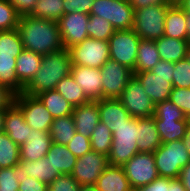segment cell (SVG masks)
Masks as SVG:
<instances>
[{"label": "cell", "instance_id": "cell-1", "mask_svg": "<svg viewBox=\"0 0 190 191\" xmlns=\"http://www.w3.org/2000/svg\"><path fill=\"white\" fill-rule=\"evenodd\" d=\"M17 30L26 50L44 56L64 49L56 21L26 15L19 18Z\"/></svg>", "mask_w": 190, "mask_h": 191}, {"label": "cell", "instance_id": "cell-2", "mask_svg": "<svg viewBox=\"0 0 190 191\" xmlns=\"http://www.w3.org/2000/svg\"><path fill=\"white\" fill-rule=\"evenodd\" d=\"M71 57L68 49L44 55L41 66L35 76L23 88L27 95L37 96L38 94L54 90L57 84L71 73Z\"/></svg>", "mask_w": 190, "mask_h": 191}, {"label": "cell", "instance_id": "cell-3", "mask_svg": "<svg viewBox=\"0 0 190 191\" xmlns=\"http://www.w3.org/2000/svg\"><path fill=\"white\" fill-rule=\"evenodd\" d=\"M153 154L160 177L179 178L181 169L190 162V154L183 140L162 143Z\"/></svg>", "mask_w": 190, "mask_h": 191}, {"label": "cell", "instance_id": "cell-4", "mask_svg": "<svg viewBox=\"0 0 190 191\" xmlns=\"http://www.w3.org/2000/svg\"><path fill=\"white\" fill-rule=\"evenodd\" d=\"M112 147L108 155L110 165L123 166L135 154L139 153L137 145V118L132 117L112 133Z\"/></svg>", "mask_w": 190, "mask_h": 191}, {"label": "cell", "instance_id": "cell-5", "mask_svg": "<svg viewBox=\"0 0 190 191\" xmlns=\"http://www.w3.org/2000/svg\"><path fill=\"white\" fill-rule=\"evenodd\" d=\"M171 5H150L134 10V32L141 38L157 40L164 36L165 18Z\"/></svg>", "mask_w": 190, "mask_h": 191}, {"label": "cell", "instance_id": "cell-6", "mask_svg": "<svg viewBox=\"0 0 190 191\" xmlns=\"http://www.w3.org/2000/svg\"><path fill=\"white\" fill-rule=\"evenodd\" d=\"M104 18L115 30H130L134 27V9L125 0H95L91 13Z\"/></svg>", "mask_w": 190, "mask_h": 191}, {"label": "cell", "instance_id": "cell-7", "mask_svg": "<svg viewBox=\"0 0 190 191\" xmlns=\"http://www.w3.org/2000/svg\"><path fill=\"white\" fill-rule=\"evenodd\" d=\"M72 65L101 68L110 59L108 41L86 38L69 49Z\"/></svg>", "mask_w": 190, "mask_h": 191}, {"label": "cell", "instance_id": "cell-8", "mask_svg": "<svg viewBox=\"0 0 190 191\" xmlns=\"http://www.w3.org/2000/svg\"><path fill=\"white\" fill-rule=\"evenodd\" d=\"M140 40L133 29L116 30L108 41L110 59L134 72Z\"/></svg>", "mask_w": 190, "mask_h": 191}, {"label": "cell", "instance_id": "cell-9", "mask_svg": "<svg viewBox=\"0 0 190 191\" xmlns=\"http://www.w3.org/2000/svg\"><path fill=\"white\" fill-rule=\"evenodd\" d=\"M131 117L143 118L154 115L155 104L146 94L144 87L138 79L133 76L117 98Z\"/></svg>", "mask_w": 190, "mask_h": 191}, {"label": "cell", "instance_id": "cell-10", "mask_svg": "<svg viewBox=\"0 0 190 191\" xmlns=\"http://www.w3.org/2000/svg\"><path fill=\"white\" fill-rule=\"evenodd\" d=\"M13 103L22 111L25 122L35 131L49 132L53 117L37 96L21 93Z\"/></svg>", "mask_w": 190, "mask_h": 191}, {"label": "cell", "instance_id": "cell-11", "mask_svg": "<svg viewBox=\"0 0 190 191\" xmlns=\"http://www.w3.org/2000/svg\"><path fill=\"white\" fill-rule=\"evenodd\" d=\"M122 167L134 189L146 186L159 177L153 153L139 152Z\"/></svg>", "mask_w": 190, "mask_h": 191}, {"label": "cell", "instance_id": "cell-12", "mask_svg": "<svg viewBox=\"0 0 190 191\" xmlns=\"http://www.w3.org/2000/svg\"><path fill=\"white\" fill-rule=\"evenodd\" d=\"M102 75V99H117L134 76L133 71L117 61L109 59L100 68Z\"/></svg>", "mask_w": 190, "mask_h": 191}, {"label": "cell", "instance_id": "cell-13", "mask_svg": "<svg viewBox=\"0 0 190 191\" xmlns=\"http://www.w3.org/2000/svg\"><path fill=\"white\" fill-rule=\"evenodd\" d=\"M109 165L108 156L91 150L76 159L71 176L81 185H95L99 176Z\"/></svg>", "mask_w": 190, "mask_h": 191}, {"label": "cell", "instance_id": "cell-14", "mask_svg": "<svg viewBox=\"0 0 190 191\" xmlns=\"http://www.w3.org/2000/svg\"><path fill=\"white\" fill-rule=\"evenodd\" d=\"M89 16V14L74 12L63 15L57 21L63 48L69 49L88 38L86 28Z\"/></svg>", "mask_w": 190, "mask_h": 191}, {"label": "cell", "instance_id": "cell-15", "mask_svg": "<svg viewBox=\"0 0 190 191\" xmlns=\"http://www.w3.org/2000/svg\"><path fill=\"white\" fill-rule=\"evenodd\" d=\"M71 76L80 85L90 101L102 99V75L100 68L72 65Z\"/></svg>", "mask_w": 190, "mask_h": 191}, {"label": "cell", "instance_id": "cell-16", "mask_svg": "<svg viewBox=\"0 0 190 191\" xmlns=\"http://www.w3.org/2000/svg\"><path fill=\"white\" fill-rule=\"evenodd\" d=\"M133 74L144 87L146 94L155 105L169 100L170 93L173 89V78L157 76L151 71Z\"/></svg>", "mask_w": 190, "mask_h": 191}, {"label": "cell", "instance_id": "cell-17", "mask_svg": "<svg viewBox=\"0 0 190 191\" xmlns=\"http://www.w3.org/2000/svg\"><path fill=\"white\" fill-rule=\"evenodd\" d=\"M52 143L49 132L31 129L26 142L19 146L20 160L36 161L46 157Z\"/></svg>", "mask_w": 190, "mask_h": 191}, {"label": "cell", "instance_id": "cell-18", "mask_svg": "<svg viewBox=\"0 0 190 191\" xmlns=\"http://www.w3.org/2000/svg\"><path fill=\"white\" fill-rule=\"evenodd\" d=\"M31 127L25 122L22 111L12 102L4 114V132L21 146L30 135Z\"/></svg>", "mask_w": 190, "mask_h": 191}, {"label": "cell", "instance_id": "cell-19", "mask_svg": "<svg viewBox=\"0 0 190 191\" xmlns=\"http://www.w3.org/2000/svg\"><path fill=\"white\" fill-rule=\"evenodd\" d=\"M98 107L100 122L105 124L112 133L132 118L118 99L98 100Z\"/></svg>", "mask_w": 190, "mask_h": 191}, {"label": "cell", "instance_id": "cell-20", "mask_svg": "<svg viewBox=\"0 0 190 191\" xmlns=\"http://www.w3.org/2000/svg\"><path fill=\"white\" fill-rule=\"evenodd\" d=\"M76 132L90 138L96 125L100 122L98 101L74 107L72 113Z\"/></svg>", "mask_w": 190, "mask_h": 191}, {"label": "cell", "instance_id": "cell-21", "mask_svg": "<svg viewBox=\"0 0 190 191\" xmlns=\"http://www.w3.org/2000/svg\"><path fill=\"white\" fill-rule=\"evenodd\" d=\"M139 152L153 153L162 143L155 125V116L137 118Z\"/></svg>", "mask_w": 190, "mask_h": 191}, {"label": "cell", "instance_id": "cell-22", "mask_svg": "<svg viewBox=\"0 0 190 191\" xmlns=\"http://www.w3.org/2000/svg\"><path fill=\"white\" fill-rule=\"evenodd\" d=\"M97 191H130L133 189L121 166L108 165L97 179Z\"/></svg>", "mask_w": 190, "mask_h": 191}, {"label": "cell", "instance_id": "cell-23", "mask_svg": "<svg viewBox=\"0 0 190 191\" xmlns=\"http://www.w3.org/2000/svg\"><path fill=\"white\" fill-rule=\"evenodd\" d=\"M21 53H0V85L14 96L23 92V86L16 76V58Z\"/></svg>", "mask_w": 190, "mask_h": 191}, {"label": "cell", "instance_id": "cell-24", "mask_svg": "<svg viewBox=\"0 0 190 191\" xmlns=\"http://www.w3.org/2000/svg\"><path fill=\"white\" fill-rule=\"evenodd\" d=\"M41 55L24 49L16 58V76L18 82L25 87L35 76L41 66Z\"/></svg>", "mask_w": 190, "mask_h": 191}, {"label": "cell", "instance_id": "cell-25", "mask_svg": "<svg viewBox=\"0 0 190 191\" xmlns=\"http://www.w3.org/2000/svg\"><path fill=\"white\" fill-rule=\"evenodd\" d=\"M157 51L161 60L167 62H178L185 59L190 43L187 40H180L163 36L155 40Z\"/></svg>", "mask_w": 190, "mask_h": 191}, {"label": "cell", "instance_id": "cell-26", "mask_svg": "<svg viewBox=\"0 0 190 191\" xmlns=\"http://www.w3.org/2000/svg\"><path fill=\"white\" fill-rule=\"evenodd\" d=\"M187 14L173 3L166 13L164 36L174 39L186 40Z\"/></svg>", "mask_w": 190, "mask_h": 191}, {"label": "cell", "instance_id": "cell-27", "mask_svg": "<svg viewBox=\"0 0 190 191\" xmlns=\"http://www.w3.org/2000/svg\"><path fill=\"white\" fill-rule=\"evenodd\" d=\"M48 161L60 174H71L73 172L77 157L68 150L66 145L52 143L46 154Z\"/></svg>", "mask_w": 190, "mask_h": 191}, {"label": "cell", "instance_id": "cell-28", "mask_svg": "<svg viewBox=\"0 0 190 191\" xmlns=\"http://www.w3.org/2000/svg\"><path fill=\"white\" fill-rule=\"evenodd\" d=\"M19 165L25 169L29 177L35 178L47 185L61 175L57 169H54L47 157L36 161L20 160Z\"/></svg>", "mask_w": 190, "mask_h": 191}, {"label": "cell", "instance_id": "cell-29", "mask_svg": "<svg viewBox=\"0 0 190 191\" xmlns=\"http://www.w3.org/2000/svg\"><path fill=\"white\" fill-rule=\"evenodd\" d=\"M155 125L161 143H168L174 140H182L185 137L188 119H158L155 117Z\"/></svg>", "mask_w": 190, "mask_h": 191}, {"label": "cell", "instance_id": "cell-30", "mask_svg": "<svg viewBox=\"0 0 190 191\" xmlns=\"http://www.w3.org/2000/svg\"><path fill=\"white\" fill-rule=\"evenodd\" d=\"M160 60L155 41L141 39L138 46L136 66L133 73L151 71Z\"/></svg>", "mask_w": 190, "mask_h": 191}, {"label": "cell", "instance_id": "cell-31", "mask_svg": "<svg viewBox=\"0 0 190 191\" xmlns=\"http://www.w3.org/2000/svg\"><path fill=\"white\" fill-rule=\"evenodd\" d=\"M53 118L72 115L74 111L71 105L56 90L45 91L37 95Z\"/></svg>", "mask_w": 190, "mask_h": 191}, {"label": "cell", "instance_id": "cell-32", "mask_svg": "<svg viewBox=\"0 0 190 191\" xmlns=\"http://www.w3.org/2000/svg\"><path fill=\"white\" fill-rule=\"evenodd\" d=\"M49 133L53 143L67 145L76 133L73 116L54 118Z\"/></svg>", "mask_w": 190, "mask_h": 191}, {"label": "cell", "instance_id": "cell-33", "mask_svg": "<svg viewBox=\"0 0 190 191\" xmlns=\"http://www.w3.org/2000/svg\"><path fill=\"white\" fill-rule=\"evenodd\" d=\"M62 97H64L73 107L87 104L90 100L86 97L80 85L76 84L74 78L66 76L63 78L54 89Z\"/></svg>", "mask_w": 190, "mask_h": 191}, {"label": "cell", "instance_id": "cell-34", "mask_svg": "<svg viewBox=\"0 0 190 191\" xmlns=\"http://www.w3.org/2000/svg\"><path fill=\"white\" fill-rule=\"evenodd\" d=\"M19 146L6 134L0 133V168H11L19 164Z\"/></svg>", "mask_w": 190, "mask_h": 191}, {"label": "cell", "instance_id": "cell-35", "mask_svg": "<svg viewBox=\"0 0 190 191\" xmlns=\"http://www.w3.org/2000/svg\"><path fill=\"white\" fill-rule=\"evenodd\" d=\"M64 15L63 0H38L31 16L58 21Z\"/></svg>", "mask_w": 190, "mask_h": 191}, {"label": "cell", "instance_id": "cell-36", "mask_svg": "<svg viewBox=\"0 0 190 191\" xmlns=\"http://www.w3.org/2000/svg\"><path fill=\"white\" fill-rule=\"evenodd\" d=\"M112 139V131L105 124L99 122L90 136L91 149L108 156L112 147Z\"/></svg>", "mask_w": 190, "mask_h": 191}, {"label": "cell", "instance_id": "cell-37", "mask_svg": "<svg viewBox=\"0 0 190 191\" xmlns=\"http://www.w3.org/2000/svg\"><path fill=\"white\" fill-rule=\"evenodd\" d=\"M28 177L27 172L19 164L11 168H0V191H18L19 182Z\"/></svg>", "mask_w": 190, "mask_h": 191}, {"label": "cell", "instance_id": "cell-38", "mask_svg": "<svg viewBox=\"0 0 190 191\" xmlns=\"http://www.w3.org/2000/svg\"><path fill=\"white\" fill-rule=\"evenodd\" d=\"M86 30L89 38L104 41H109L116 31L110 22L96 15L89 16Z\"/></svg>", "mask_w": 190, "mask_h": 191}, {"label": "cell", "instance_id": "cell-39", "mask_svg": "<svg viewBox=\"0 0 190 191\" xmlns=\"http://www.w3.org/2000/svg\"><path fill=\"white\" fill-rule=\"evenodd\" d=\"M23 50L17 29L0 31V53H21Z\"/></svg>", "mask_w": 190, "mask_h": 191}, {"label": "cell", "instance_id": "cell-40", "mask_svg": "<svg viewBox=\"0 0 190 191\" xmlns=\"http://www.w3.org/2000/svg\"><path fill=\"white\" fill-rule=\"evenodd\" d=\"M19 18L8 0H0V31L17 29Z\"/></svg>", "mask_w": 190, "mask_h": 191}, {"label": "cell", "instance_id": "cell-41", "mask_svg": "<svg viewBox=\"0 0 190 191\" xmlns=\"http://www.w3.org/2000/svg\"><path fill=\"white\" fill-rule=\"evenodd\" d=\"M154 116L158 119H186L184 112L170 100L155 105Z\"/></svg>", "mask_w": 190, "mask_h": 191}, {"label": "cell", "instance_id": "cell-42", "mask_svg": "<svg viewBox=\"0 0 190 191\" xmlns=\"http://www.w3.org/2000/svg\"><path fill=\"white\" fill-rule=\"evenodd\" d=\"M173 87L190 88V64L186 59L174 63Z\"/></svg>", "mask_w": 190, "mask_h": 191}, {"label": "cell", "instance_id": "cell-43", "mask_svg": "<svg viewBox=\"0 0 190 191\" xmlns=\"http://www.w3.org/2000/svg\"><path fill=\"white\" fill-rule=\"evenodd\" d=\"M80 187L71 174H61L48 184V191H79Z\"/></svg>", "mask_w": 190, "mask_h": 191}, {"label": "cell", "instance_id": "cell-44", "mask_svg": "<svg viewBox=\"0 0 190 191\" xmlns=\"http://www.w3.org/2000/svg\"><path fill=\"white\" fill-rule=\"evenodd\" d=\"M66 146L77 158L92 150L90 138L78 132L75 133Z\"/></svg>", "mask_w": 190, "mask_h": 191}, {"label": "cell", "instance_id": "cell-45", "mask_svg": "<svg viewBox=\"0 0 190 191\" xmlns=\"http://www.w3.org/2000/svg\"><path fill=\"white\" fill-rule=\"evenodd\" d=\"M169 100L175 103L187 117L190 115V88L173 87Z\"/></svg>", "mask_w": 190, "mask_h": 191}, {"label": "cell", "instance_id": "cell-46", "mask_svg": "<svg viewBox=\"0 0 190 191\" xmlns=\"http://www.w3.org/2000/svg\"><path fill=\"white\" fill-rule=\"evenodd\" d=\"M95 0H63L64 15L70 13L90 14Z\"/></svg>", "mask_w": 190, "mask_h": 191}, {"label": "cell", "instance_id": "cell-47", "mask_svg": "<svg viewBox=\"0 0 190 191\" xmlns=\"http://www.w3.org/2000/svg\"><path fill=\"white\" fill-rule=\"evenodd\" d=\"M20 17L31 15L38 0H8Z\"/></svg>", "mask_w": 190, "mask_h": 191}, {"label": "cell", "instance_id": "cell-48", "mask_svg": "<svg viewBox=\"0 0 190 191\" xmlns=\"http://www.w3.org/2000/svg\"><path fill=\"white\" fill-rule=\"evenodd\" d=\"M135 191H170V178L159 176L150 184L136 188Z\"/></svg>", "mask_w": 190, "mask_h": 191}, {"label": "cell", "instance_id": "cell-49", "mask_svg": "<svg viewBox=\"0 0 190 191\" xmlns=\"http://www.w3.org/2000/svg\"><path fill=\"white\" fill-rule=\"evenodd\" d=\"M19 184L18 191H48L47 184L29 176Z\"/></svg>", "mask_w": 190, "mask_h": 191}, {"label": "cell", "instance_id": "cell-50", "mask_svg": "<svg viewBox=\"0 0 190 191\" xmlns=\"http://www.w3.org/2000/svg\"><path fill=\"white\" fill-rule=\"evenodd\" d=\"M174 71H175L174 63L167 62L164 60H160L155 65V67L151 69V72H153L157 76L170 77V78H173Z\"/></svg>", "mask_w": 190, "mask_h": 191}, {"label": "cell", "instance_id": "cell-51", "mask_svg": "<svg viewBox=\"0 0 190 191\" xmlns=\"http://www.w3.org/2000/svg\"><path fill=\"white\" fill-rule=\"evenodd\" d=\"M134 10L145 8L150 5H172L170 0H129Z\"/></svg>", "mask_w": 190, "mask_h": 191}, {"label": "cell", "instance_id": "cell-52", "mask_svg": "<svg viewBox=\"0 0 190 191\" xmlns=\"http://www.w3.org/2000/svg\"><path fill=\"white\" fill-rule=\"evenodd\" d=\"M14 95L0 85V109H6L13 102Z\"/></svg>", "mask_w": 190, "mask_h": 191}, {"label": "cell", "instance_id": "cell-53", "mask_svg": "<svg viewBox=\"0 0 190 191\" xmlns=\"http://www.w3.org/2000/svg\"><path fill=\"white\" fill-rule=\"evenodd\" d=\"M179 179L182 181L186 191H190V162L181 169Z\"/></svg>", "mask_w": 190, "mask_h": 191}, {"label": "cell", "instance_id": "cell-54", "mask_svg": "<svg viewBox=\"0 0 190 191\" xmlns=\"http://www.w3.org/2000/svg\"><path fill=\"white\" fill-rule=\"evenodd\" d=\"M170 191H186V189L179 178H170Z\"/></svg>", "mask_w": 190, "mask_h": 191}, {"label": "cell", "instance_id": "cell-55", "mask_svg": "<svg viewBox=\"0 0 190 191\" xmlns=\"http://www.w3.org/2000/svg\"><path fill=\"white\" fill-rule=\"evenodd\" d=\"M186 14H190V0H179L176 3Z\"/></svg>", "mask_w": 190, "mask_h": 191}, {"label": "cell", "instance_id": "cell-56", "mask_svg": "<svg viewBox=\"0 0 190 191\" xmlns=\"http://www.w3.org/2000/svg\"><path fill=\"white\" fill-rule=\"evenodd\" d=\"M183 143L186 147V149L188 150L189 154H190V126H187V130L185 132V137L182 139Z\"/></svg>", "mask_w": 190, "mask_h": 191}, {"label": "cell", "instance_id": "cell-57", "mask_svg": "<svg viewBox=\"0 0 190 191\" xmlns=\"http://www.w3.org/2000/svg\"><path fill=\"white\" fill-rule=\"evenodd\" d=\"M186 25V40L190 43V14H187Z\"/></svg>", "mask_w": 190, "mask_h": 191}, {"label": "cell", "instance_id": "cell-58", "mask_svg": "<svg viewBox=\"0 0 190 191\" xmlns=\"http://www.w3.org/2000/svg\"><path fill=\"white\" fill-rule=\"evenodd\" d=\"M4 114L5 109H0V133L4 132Z\"/></svg>", "mask_w": 190, "mask_h": 191}, {"label": "cell", "instance_id": "cell-59", "mask_svg": "<svg viewBox=\"0 0 190 191\" xmlns=\"http://www.w3.org/2000/svg\"><path fill=\"white\" fill-rule=\"evenodd\" d=\"M79 191H97V189L95 185H84L80 187Z\"/></svg>", "mask_w": 190, "mask_h": 191}, {"label": "cell", "instance_id": "cell-60", "mask_svg": "<svg viewBox=\"0 0 190 191\" xmlns=\"http://www.w3.org/2000/svg\"><path fill=\"white\" fill-rule=\"evenodd\" d=\"M185 59L190 64V45H189V47L187 49Z\"/></svg>", "mask_w": 190, "mask_h": 191}, {"label": "cell", "instance_id": "cell-61", "mask_svg": "<svg viewBox=\"0 0 190 191\" xmlns=\"http://www.w3.org/2000/svg\"><path fill=\"white\" fill-rule=\"evenodd\" d=\"M179 0H170L171 3H177Z\"/></svg>", "mask_w": 190, "mask_h": 191}, {"label": "cell", "instance_id": "cell-62", "mask_svg": "<svg viewBox=\"0 0 190 191\" xmlns=\"http://www.w3.org/2000/svg\"><path fill=\"white\" fill-rule=\"evenodd\" d=\"M188 119V125L190 126V115L187 117Z\"/></svg>", "mask_w": 190, "mask_h": 191}]
</instances>
